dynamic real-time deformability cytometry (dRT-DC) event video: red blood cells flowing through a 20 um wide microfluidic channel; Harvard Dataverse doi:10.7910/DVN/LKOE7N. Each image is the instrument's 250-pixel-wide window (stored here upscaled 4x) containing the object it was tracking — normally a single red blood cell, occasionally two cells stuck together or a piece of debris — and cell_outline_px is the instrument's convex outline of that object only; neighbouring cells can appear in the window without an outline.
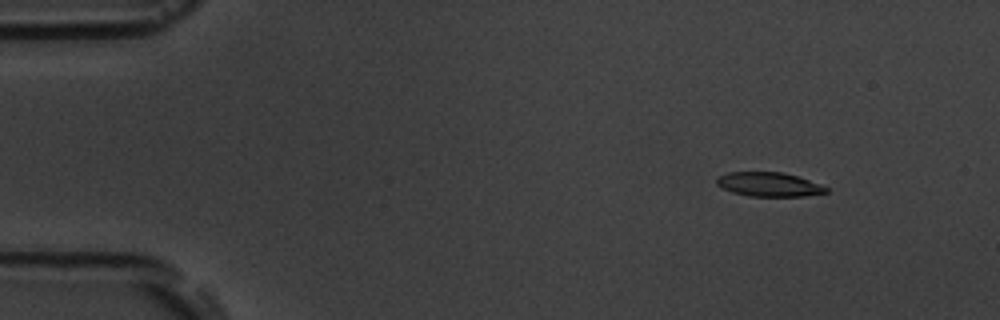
{"species": "common noctule bat (a hibernating species)", "species_latin": "Nyctalus noctula", "temperature_condition": "room temperature", "stored_images_in_passage": 4, "camera_frame_rate_fps": 3000, "um_per_image_px": 0.085, "animal": {"sex": "male", "body_mass_g": 19.5, "forearm_length_mm": 54.6}, "frame": {"image": 1, "passage_image": 1, "time_ms": 0.0, "image_size_px": [1000, 320], "cell_outline_px": [[828, 192], [804, 196], [748, 196], [732, 192], [716, 184], [716, 180], [720, 176], [728, 172], [784, 172], [820, 184], [828, 188]], "centroid_in_image_um": [65.36, 15.67], "position_along_channel_um": 19.6, "area_um2": 15.26}}
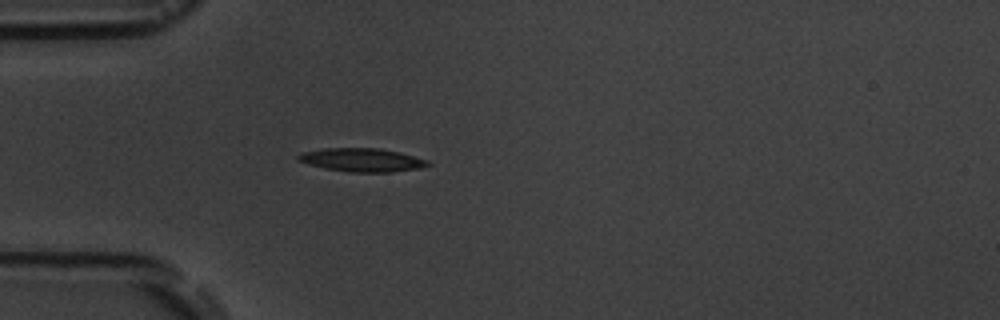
{"frame": {"image": 2, "passage_image": 4, "time_ms": 3.333, "image_size_px": [1000, 320], "cell_outline_px": [[432, 164], [420, 168], [392, 172], [348, 172], [324, 168], [308, 164], [296, 160], [296, 156], [300, 152], [324, 148], [380, 148], [400, 152], [428, 160]], "centroid_in_image_um": [30.74, 13.59], "position_along_channel_um": 54.3, "area_um2": 17.92}}